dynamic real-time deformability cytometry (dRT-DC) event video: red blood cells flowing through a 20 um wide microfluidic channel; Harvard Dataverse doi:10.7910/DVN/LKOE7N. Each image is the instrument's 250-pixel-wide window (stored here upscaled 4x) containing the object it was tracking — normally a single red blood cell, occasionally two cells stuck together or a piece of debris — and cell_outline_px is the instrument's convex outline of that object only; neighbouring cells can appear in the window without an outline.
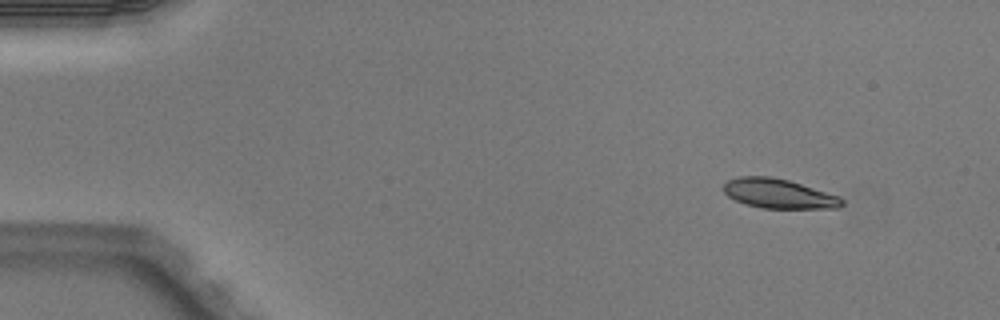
{"species": "Egyptian fruit bat (a non-hibernating species)", "species_latin": "Rousettus aegyptiacus", "temperature_condition": "warm", "stored_images_in_passage": 3, "camera_frame_rate_fps": 3000, "um_per_image_px": 0.085, "animal": {"sex": "male"}, "frame": {"image": 1, "passage_image": 1, "time_ms": 0.0, "image_size_px": [1000, 320], "cell_outline_px": [[844, 204], [840, 208], [760, 208], [744, 204], [728, 196], [724, 192], [724, 184], [728, 180], [740, 176], [772, 176], [788, 180], [840, 196], [844, 200]], "centroid_in_image_um": [66.2, 16.46], "position_along_channel_um": 18.8, "area_um2": 20.4}}
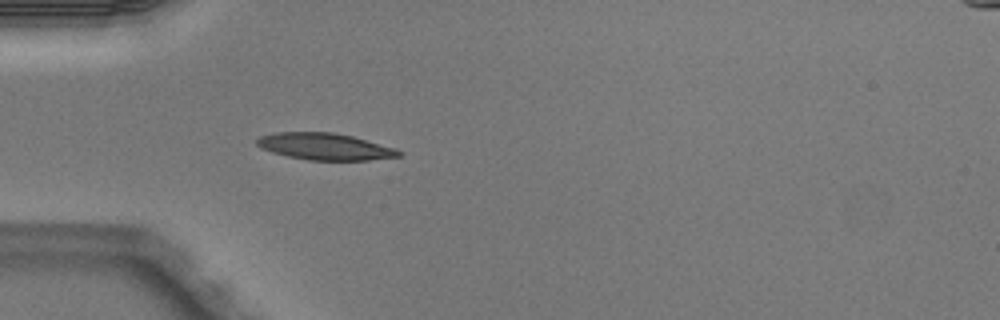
{"frame": {"image": 2, "passage_image": 3, "time_ms": 0.667, "image_size_px": [1000, 320], "cell_outline_px": [[404, 152], [400, 156], [368, 160], [308, 160], [288, 156], [272, 152], [260, 148], [256, 144], [256, 140], [260, 136], [276, 132], [332, 132], [352, 136], [396, 148]], "centroid_in_image_um": [27.62, 12.45], "position_along_channel_um": 57.4, "area_um2": 22.14}}